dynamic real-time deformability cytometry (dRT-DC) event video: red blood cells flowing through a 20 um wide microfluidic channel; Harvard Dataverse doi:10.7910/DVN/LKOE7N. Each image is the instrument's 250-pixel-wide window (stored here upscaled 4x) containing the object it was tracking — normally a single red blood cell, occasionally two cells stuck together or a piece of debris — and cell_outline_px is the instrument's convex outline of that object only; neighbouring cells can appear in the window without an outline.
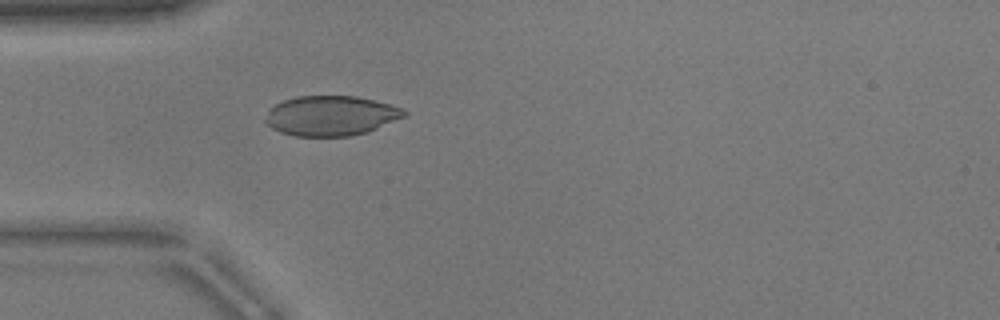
{"species": "common noctule bat (a hibernating species)", "species_latin": "Nyctalus noctula", "temperature_condition": "warm", "stored_images_in_passage": 52, "camera_frame_rate_fps": 3000, "um_per_image_px": 0.085, "animal": {"sex": "male", "body_mass_g": 17.9}, "frame": {"image": 1, "passage_image": 15, "time_ms": 4.667, "image_size_px": [1000, 320], "cell_outline_px": [[408, 116], [368, 132], [352, 136], [296, 136], [280, 132], [272, 128], [264, 120], [268, 112], [276, 104], [284, 100], [296, 96], [356, 96], [376, 100], [404, 108], [408, 112]], "centroid_in_image_um": [28.2, 9.84], "position_along_channel_um": 56.8, "area_um2": 32.54}}
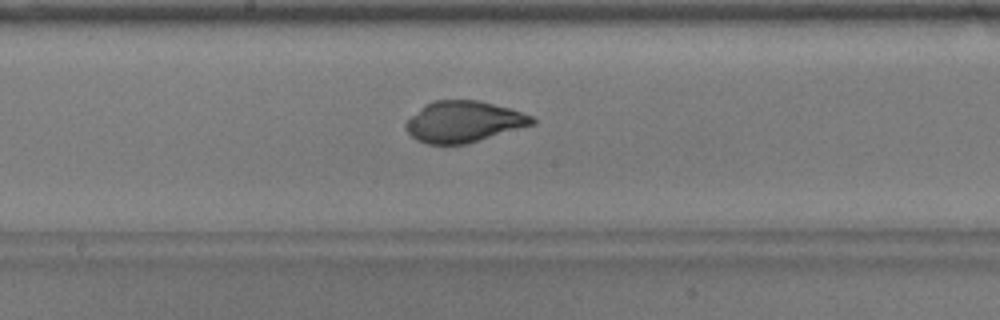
{"frame": {"image": 2, "passage_image": 27, "time_ms": 8.667, "image_size_px": [1000, 320], "cell_outline_px": [[536, 124], [464, 144], [424, 144], [416, 140], [404, 128], [404, 124], [420, 108], [432, 100], [480, 100], [508, 108], [532, 116], [536, 120]], "centroid_in_image_um": [39.39, 10.34], "position_along_channel_um": 208.8, "area_um2": 30.17}}
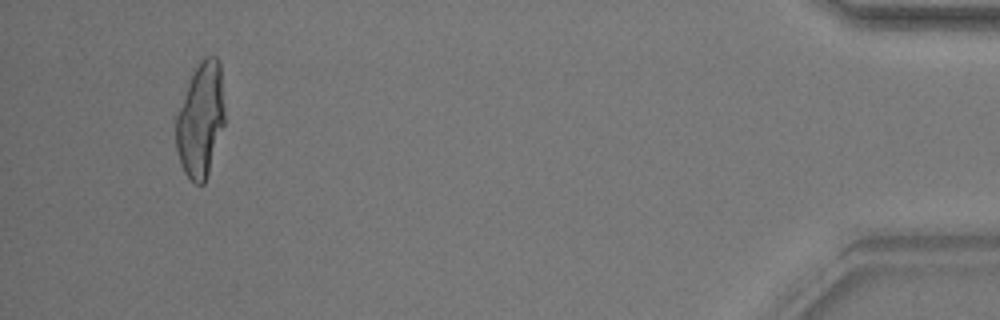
{"frame": {"image": 3, "passage_image": 49, "time_ms": 16.0, "image_size_px": [1000, 320], "cell_outline_px": [[224, 124], [204, 184], [196, 184], [184, 172], [180, 164], [176, 148], [176, 116], [188, 84], [200, 60], [204, 56], [216, 56], [220, 64], [224, 108]], "centroid_in_image_um": [17.05, 10.19], "position_along_channel_um": 418.2, "area_um2": 32.02}}